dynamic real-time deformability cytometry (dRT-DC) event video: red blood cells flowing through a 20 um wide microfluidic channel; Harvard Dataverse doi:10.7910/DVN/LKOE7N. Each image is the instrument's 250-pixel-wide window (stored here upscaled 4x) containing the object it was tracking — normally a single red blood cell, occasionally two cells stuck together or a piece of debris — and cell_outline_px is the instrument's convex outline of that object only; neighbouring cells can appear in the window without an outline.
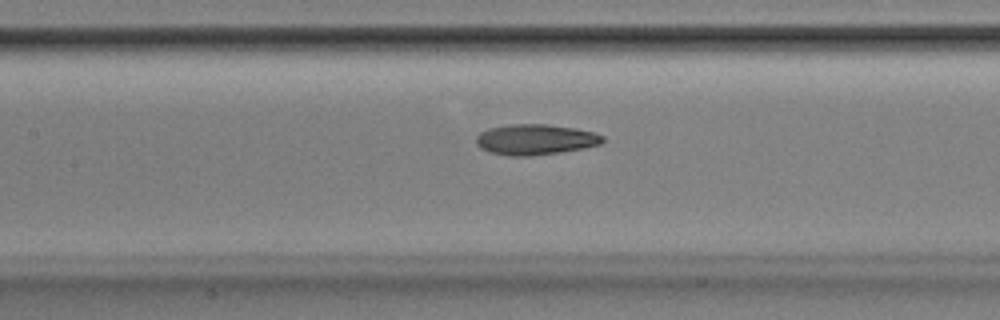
{"species": "Egyptian fruit bat (a non-hibernating species)", "species_latin": "Rousettus aegyptiacus", "temperature_condition": "room temperature", "stored_images_in_passage": 52, "camera_frame_rate_fps": 3000, "um_per_image_px": 0.085, "animal": {"sex": "male"}, "frame": {"image": 1, "passage_image": 24, "time_ms": 7.667, "image_size_px": [1000, 320], "cell_outline_px": [[604, 140], [600, 144], [584, 148], [560, 152], [532, 156], [508, 156], [488, 152], [480, 148], [476, 144], [476, 136], [480, 132], [488, 128], [508, 124], [548, 124], [576, 128], [592, 132], [604, 136]], "centroid_in_image_um": [45.47, 11.86], "position_along_channel_um": 161.9, "area_um2": 22.77}}
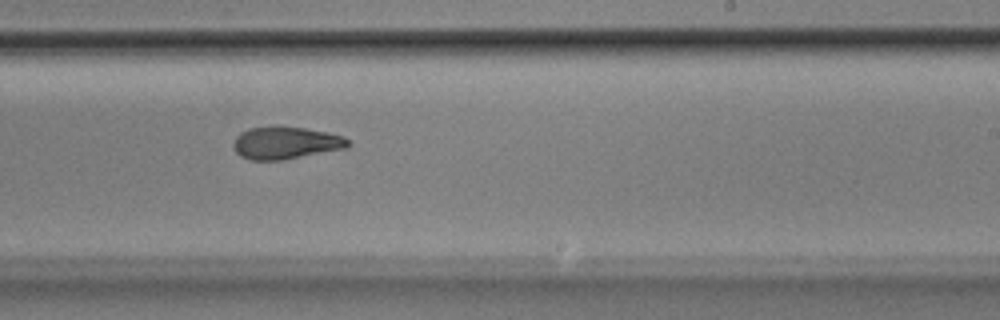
{"frame": {"image": 2, "passage_image": 32, "time_ms": 10.333, "image_size_px": [1000, 320], "cell_outline_px": [[352, 144], [348, 148], [280, 160], [252, 160], [240, 156], [232, 148], [232, 144], [236, 136], [240, 132], [248, 128], [304, 128], [328, 132], [344, 136]], "centroid_in_image_um": [24.3, 12.17], "position_along_channel_um": 264.7, "area_um2": 21.39}}
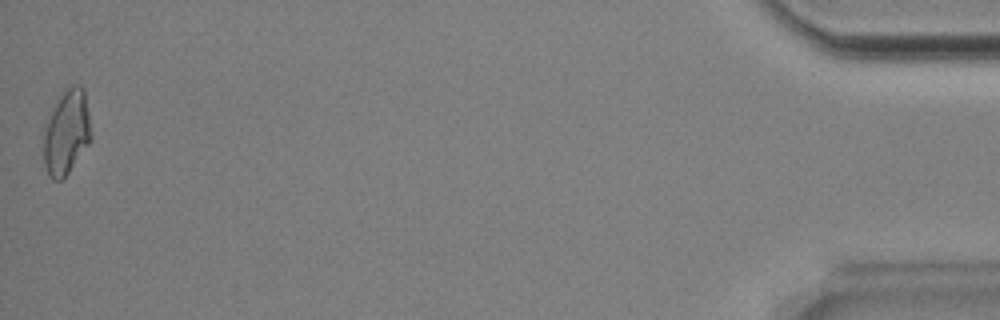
{"frame": {"image": 3, "passage_image": 52, "time_ms": 17.0, "image_size_px": [1000, 320], "cell_outline_px": [[92, 140], [68, 172], [60, 180], [52, 180], [44, 164], [44, 128], [60, 96], [72, 84], [80, 84], [84, 88], [92, 136]], "centroid_in_image_um": [5.68, 11.25], "position_along_channel_um": 429.5, "area_um2": 23.0}, "authors_computed_cell_mechanics": {"area_um2": 22.4842, "velocity_mm_per_s": 3.8766, "shape_relaxation_time_tau1_ms": 5.5468, "shape_relaxation_time_tau2_ms": 2.4495, "deformation_change_tau1": 0.1668, "deformation_change_tau2": 0.0962}}